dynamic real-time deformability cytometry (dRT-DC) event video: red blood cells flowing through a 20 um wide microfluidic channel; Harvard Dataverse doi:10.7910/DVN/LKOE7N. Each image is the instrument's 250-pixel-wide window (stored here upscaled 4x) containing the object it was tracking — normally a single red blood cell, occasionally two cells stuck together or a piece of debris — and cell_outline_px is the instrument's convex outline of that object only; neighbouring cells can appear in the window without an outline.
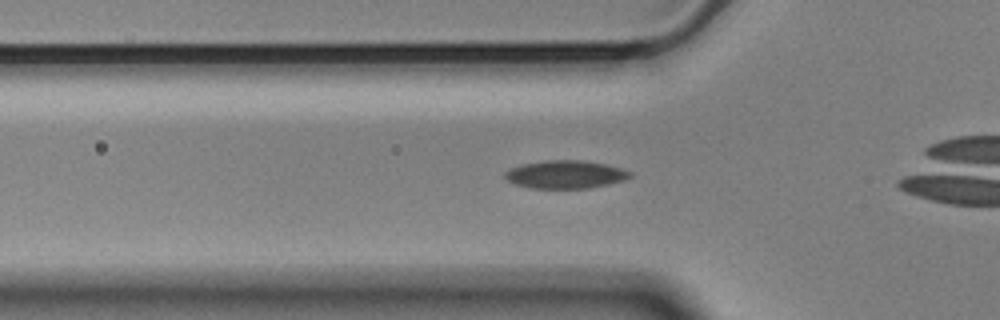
{"species": "Egyptian fruit bat (a non-hibernating species)", "species_latin": "Rousettus aegyptiacus", "temperature_condition": "cold", "stored_images_in_passage": 46, "camera_frame_rate_fps": 3000, "um_per_image_px": 0.085, "animal": {"sex": "male"}, "frame": {"image": 1, "passage_image": 7, "time_ms": 2.0, "image_size_px": [1000, 320], "cell_outline_px": [[632, 176], [624, 180], [588, 188], [532, 188], [516, 184], [508, 180], [504, 176], [504, 172], [512, 168], [524, 164], [548, 160], [580, 160], [604, 164], [620, 168], [632, 172]], "centroid_in_image_um": [48.07, 14.83], "position_along_channel_um": 77.7, "area_um2": 20.06}}
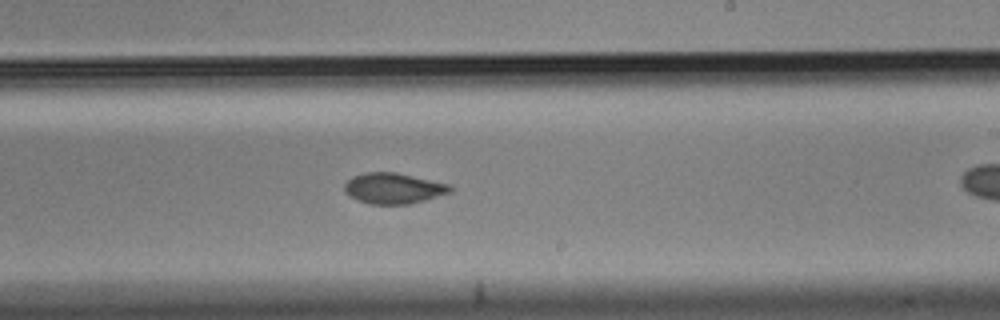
{"frame": {"image": 2, "passage_image": 22, "time_ms": 7.0, "image_size_px": [1000, 320], "cell_outline_px": [[452, 192], [424, 200], [408, 204], [372, 204], [360, 200], [344, 192], [344, 184], [352, 176], [368, 172], [396, 172], [448, 184], [452, 188]], "centroid_in_image_um": [33.44, 16.0], "position_along_channel_um": 255.6, "area_um2": 18.67}}
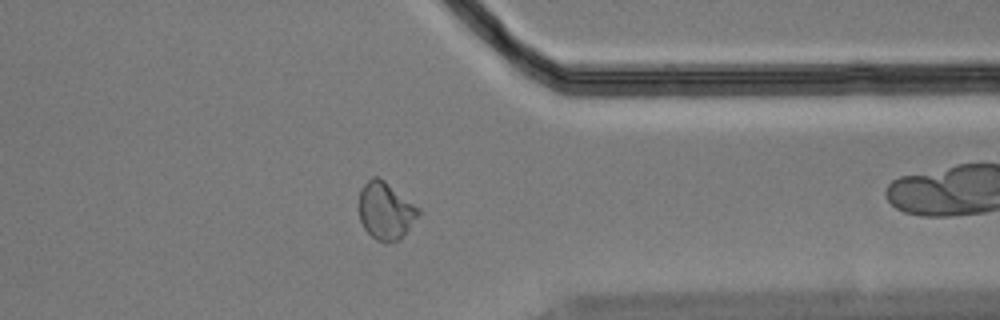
{"frame": {"image": 3, "passage_image": 33, "time_ms": 10.667, "image_size_px": [1000, 320], "cell_outline_px": [[420, 212], [400, 240], [376, 240], [364, 228], [360, 220], [360, 188], [372, 176], [376, 176], [384, 180], [420, 208]], "centroid_in_image_um": [32.77, 17.88], "position_along_channel_um": 378.6, "area_um2": 19.42}, "authors_computed_cell_mechanics": {"area_um2": 19.7098, "velocity_mm_per_s": 3.544, "shape_relaxation_time_tau1_ms": null, "shape_relaxation_time_tau2_ms": 2.9285, "deformation_change_tau1": null, "deformation_change_tau2": 0.0554}}